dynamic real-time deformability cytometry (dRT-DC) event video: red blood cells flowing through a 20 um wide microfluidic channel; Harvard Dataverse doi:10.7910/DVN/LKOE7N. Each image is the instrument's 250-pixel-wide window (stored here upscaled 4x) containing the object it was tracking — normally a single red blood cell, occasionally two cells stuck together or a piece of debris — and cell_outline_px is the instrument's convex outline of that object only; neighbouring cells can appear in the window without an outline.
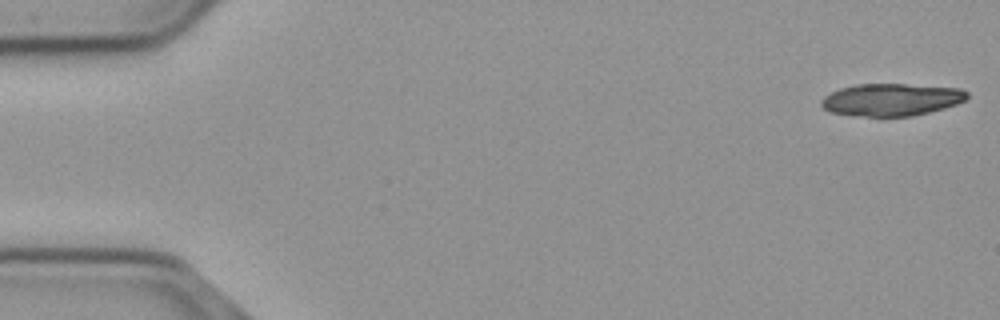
{"species": "common noctule bat (a hibernating species)", "species_latin": "Nyctalus noctula", "temperature_condition": "cold", "stored_images_in_passage": 17, "camera_frame_rate_fps": 3000, "um_per_image_px": 0.085, "animal": {"sex": "male", "body_mass_g": 23.1, "forearm_length_mm": 52.7}, "frame": {"image": 1, "passage_image": 1, "time_ms": 0.0, "image_size_px": [1000, 320], "cell_outline_px": [[968, 96], [964, 100], [956, 104], [944, 108], [912, 116], [864, 116], [832, 112], [824, 108], [820, 104], [820, 100], [824, 96], [840, 88], [856, 84], [904, 84], [960, 88], [968, 92]], "centroid_in_image_um": [75.76, 8.46], "position_along_channel_um": 9.2, "area_um2": 27.28}}